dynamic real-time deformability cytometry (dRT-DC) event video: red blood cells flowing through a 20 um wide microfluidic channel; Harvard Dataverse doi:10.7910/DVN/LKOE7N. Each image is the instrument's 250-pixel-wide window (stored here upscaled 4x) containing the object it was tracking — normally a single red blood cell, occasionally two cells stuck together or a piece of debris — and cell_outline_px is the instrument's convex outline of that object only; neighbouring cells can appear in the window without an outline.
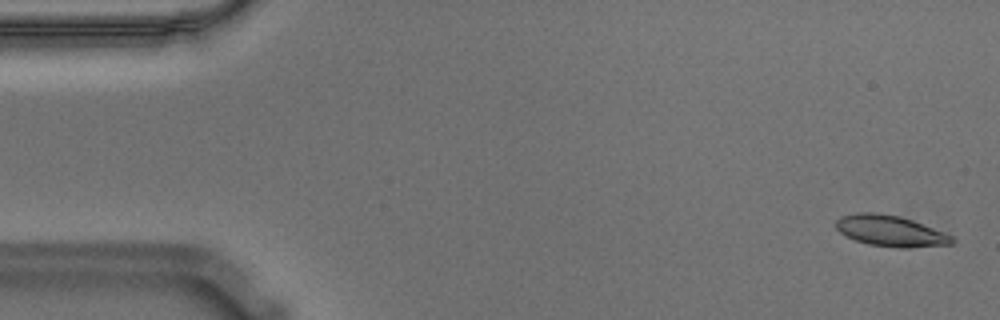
{"species": "Egyptian fruit bat (a non-hibernating species)", "species_latin": "Rousettus aegyptiacus", "temperature_condition": "warm", "stored_images_in_passage": 56, "camera_frame_rate_fps": 3000, "um_per_image_px": 0.085, "animal": {"sex": "male"}, "frame": {"image": 1, "passage_image": 2, "time_ms": 0.333, "image_size_px": [1000, 320], "cell_outline_px": [[956, 240], [952, 244], [908, 248], [896, 248], [868, 244], [856, 240], [840, 232], [836, 228], [836, 220], [840, 216], [856, 212], [876, 212], [900, 216], [912, 220], [952, 236]], "centroid_in_image_um": [75.67, 19.62], "position_along_channel_um": 9.3, "area_um2": 20.92}}
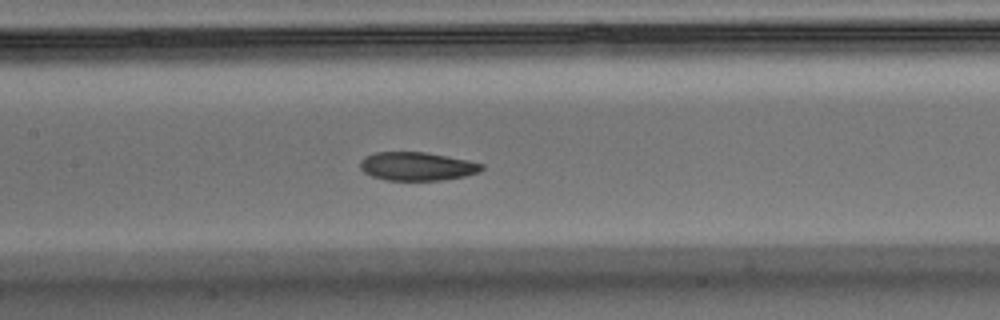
{"frame": {"image": 2, "passage_image": 26, "time_ms": 8.333, "image_size_px": [1000, 320], "cell_outline_px": [[484, 168], [480, 172], [464, 176], [444, 180], [388, 180], [372, 176], [364, 172], [360, 168], [360, 160], [364, 156], [376, 152], [424, 152], [468, 160], [484, 164]], "centroid_in_image_um": [35.45, 14.13], "position_along_channel_um": 171.9, "area_um2": 20.17}}
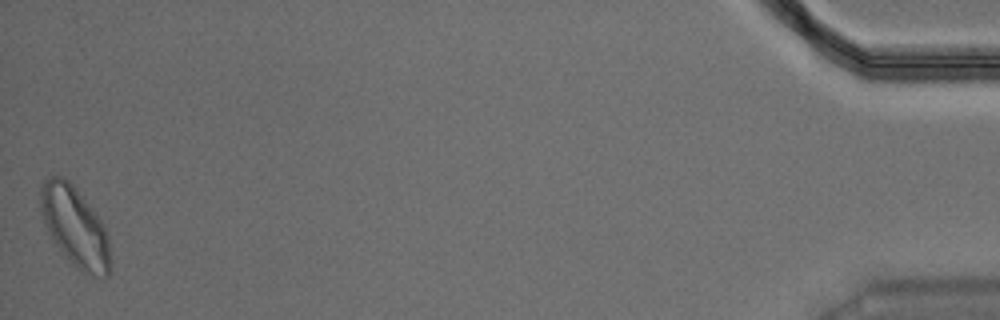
{"frame": {"image": 3, "passage_image": 56, "time_ms": 18.333, "image_size_px": [1000, 320], "cell_outline_px": [[112, 264], [108, 276], [96, 276], [80, 272], [68, 260], [52, 240], [44, 220], [40, 208], [40, 188], [44, 180], [52, 176], [64, 176], [76, 188], [96, 212], [108, 236], [112, 260]], "centroid_in_image_um": [6.39, 19.29], "position_along_channel_um": 428.8, "area_um2": 32.71}, "authors_computed_cell_mechanics": {"area_um2": 21.2993, "velocity_mm_per_s": 3.5504, "shape_relaxation_time_tau1_ms": 8.0356, "shape_relaxation_time_tau2_ms": 2.8824, "deformation_change_tau1": 0.1634, "deformation_change_tau2": 0.0824}}